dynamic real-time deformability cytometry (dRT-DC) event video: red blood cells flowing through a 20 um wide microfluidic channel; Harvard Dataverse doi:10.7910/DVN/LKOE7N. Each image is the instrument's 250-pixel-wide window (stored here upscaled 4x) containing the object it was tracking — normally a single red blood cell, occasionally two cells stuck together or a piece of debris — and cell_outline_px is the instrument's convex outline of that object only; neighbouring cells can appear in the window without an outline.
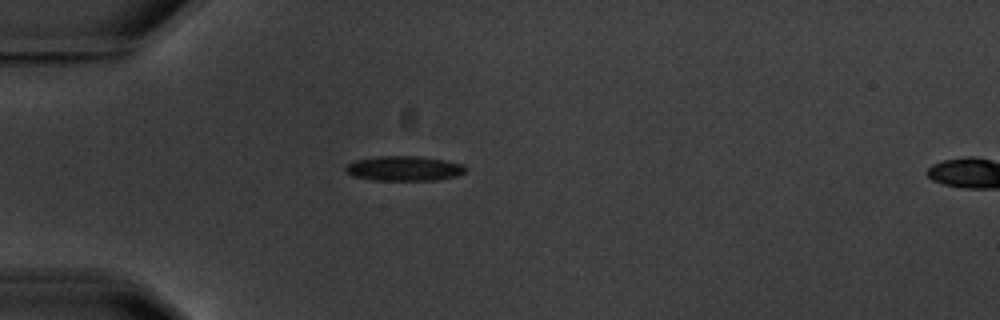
{"species": "common noctule bat (a hibernating species)", "species_latin": "Nyctalus noctula", "temperature_condition": "warm", "stored_images_in_passage": 2, "camera_frame_rate_fps": 3000, "um_per_image_px": 0.085, "animal": {"sex": "male", "body_mass_g": 20.1, "forearm_length_mm": 53.5}, "frame": {"image": 1, "passage_image": 1, "time_ms": 0.0, "image_size_px": [1000, 320], "cell_outline_px": [[464, 172], [456, 176], [436, 180], [372, 180], [352, 176], [344, 168], [348, 164], [356, 160], [380, 156], [416, 156], [444, 160], [464, 164]], "centroid_in_image_um": [34.33, 14.32], "position_along_channel_um": 50.7, "area_um2": 17.17}}